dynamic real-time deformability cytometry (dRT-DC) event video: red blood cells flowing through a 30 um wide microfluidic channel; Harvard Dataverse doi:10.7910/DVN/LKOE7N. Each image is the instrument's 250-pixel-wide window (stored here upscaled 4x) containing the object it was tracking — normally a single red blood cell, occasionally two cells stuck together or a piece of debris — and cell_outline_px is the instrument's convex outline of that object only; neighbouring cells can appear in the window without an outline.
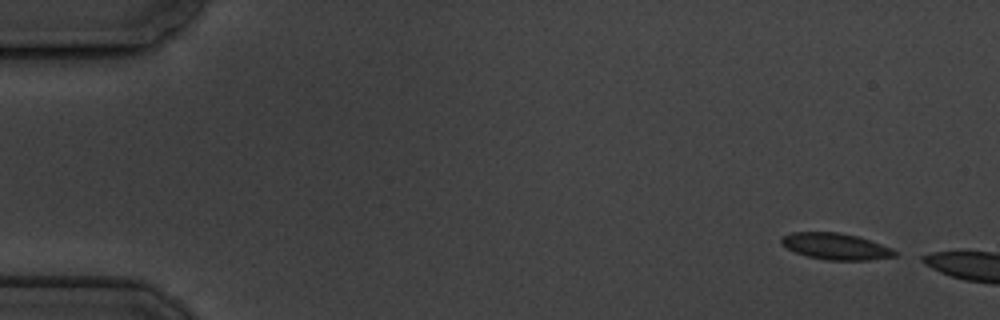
{"species": "common noctule bat (a hibernating species)", "species_latin": "Nyctalus noctula", "temperature_condition": "cold", "stored_images_in_passage": 4, "camera_frame_rate_fps": 3000, "um_per_image_px": 0.085, "animal": {"sex": "male", "body_mass_g": 19.5, "forearm_length_mm": 54.6}, "frame": {"image": 1, "passage_image": 1, "time_ms": 0.0, "image_size_px": [1000, 320], "cell_outline_px": [[896, 256], [868, 260], [824, 260], [808, 256], [796, 252], [780, 244], [780, 240], [784, 236], [792, 232], [840, 232], [860, 236], [892, 248], [896, 252]], "centroid_in_image_um": [71.05, 20.93], "position_along_channel_um": 14.0, "area_um2": 17.51}}